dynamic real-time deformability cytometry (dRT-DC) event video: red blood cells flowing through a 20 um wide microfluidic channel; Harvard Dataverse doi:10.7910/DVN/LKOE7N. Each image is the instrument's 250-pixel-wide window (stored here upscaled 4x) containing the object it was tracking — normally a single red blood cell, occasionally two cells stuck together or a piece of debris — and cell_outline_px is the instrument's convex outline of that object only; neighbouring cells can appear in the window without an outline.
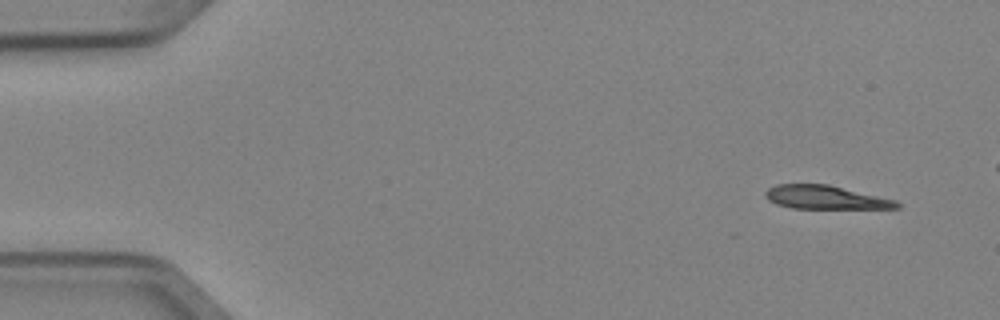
{"species": "Egyptian fruit bat (a non-hibernating species)", "species_latin": "Rousettus aegyptiacus", "temperature_condition": "cold", "stored_images_in_passage": 4, "camera_frame_rate_fps": 3000, "um_per_image_px": 0.085, "animal": {"sex": "female"}, "frame": {"image": 1, "passage_image": 1, "time_ms": 0.0, "image_size_px": [1000, 320], "cell_outline_px": [[900, 208], [792, 208], [776, 204], [768, 200], [764, 196], [764, 192], [768, 188], [776, 184], [828, 184], [896, 200], [900, 204]], "centroid_in_image_um": [70.12, 16.77], "position_along_channel_um": 14.9, "area_um2": 17.98}}